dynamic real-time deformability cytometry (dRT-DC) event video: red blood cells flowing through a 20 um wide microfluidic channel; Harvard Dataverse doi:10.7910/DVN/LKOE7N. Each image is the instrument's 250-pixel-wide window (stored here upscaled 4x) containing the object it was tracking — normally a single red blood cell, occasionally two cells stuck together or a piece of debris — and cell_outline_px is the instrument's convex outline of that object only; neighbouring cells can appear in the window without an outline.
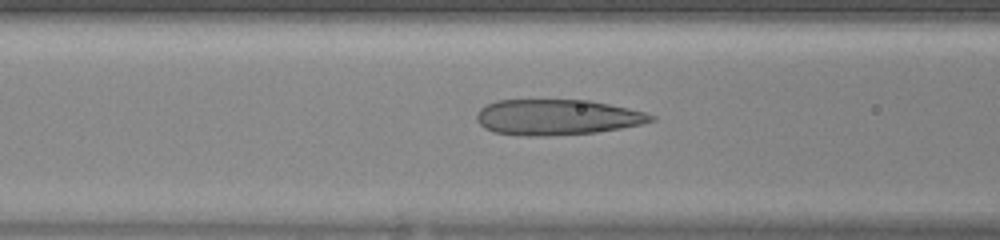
{"species": "human", "species_latin": "Homo sapiens", "temperature_condition": "warm", "stored_images_in_passage": 44, "camera_frame_rate_fps": 3000, "um_per_image_px": 0.085, "donor": {"sex": "female"}, "frame": {"image": 1, "passage_image": 18, "time_ms": 5.667, "image_size_px": [1000, 240], "cell_outline_px": [[656, 120], [644, 124], [596, 132], [552, 136], [524, 136], [492, 132], [484, 128], [476, 120], [476, 116], [480, 108], [496, 100], [588, 100], [628, 108], [644, 112], [656, 116]], "centroid_in_image_um": [47.34, 9.97], "position_along_channel_um": 119.3, "area_um2": 36.36}}
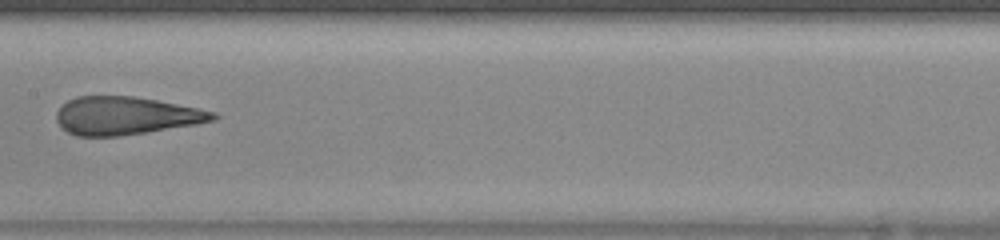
{"frame": {"image": 2, "passage_image": 23, "time_ms": 7.333, "image_size_px": [1000, 240], "cell_outline_px": [[220, 116], [216, 120], [196, 124], [120, 136], [76, 136], [68, 132], [56, 120], [56, 112], [68, 100], [76, 96], [132, 96], [156, 100], [216, 112]], "centroid_in_image_um": [10.7, 9.84], "position_along_channel_um": 196.7, "area_um2": 34.39}}
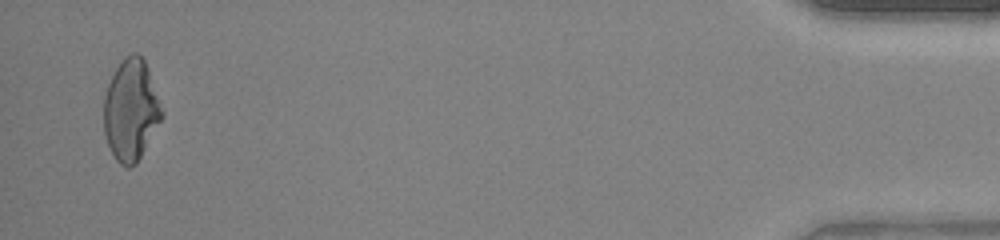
{"frame": {"image": 3, "passage_image": 43, "time_ms": 14.0, "image_size_px": [1000, 240], "cell_outline_px": [[164, 116], [136, 164], [128, 168], [120, 164], [116, 160], [108, 144], [104, 132], [104, 96], [108, 84], [116, 68], [132, 52], [136, 52], [144, 60], [164, 112]], "centroid_in_image_um": [11.13, 9.39], "position_along_channel_um": 424.1, "area_um2": 33.87}}